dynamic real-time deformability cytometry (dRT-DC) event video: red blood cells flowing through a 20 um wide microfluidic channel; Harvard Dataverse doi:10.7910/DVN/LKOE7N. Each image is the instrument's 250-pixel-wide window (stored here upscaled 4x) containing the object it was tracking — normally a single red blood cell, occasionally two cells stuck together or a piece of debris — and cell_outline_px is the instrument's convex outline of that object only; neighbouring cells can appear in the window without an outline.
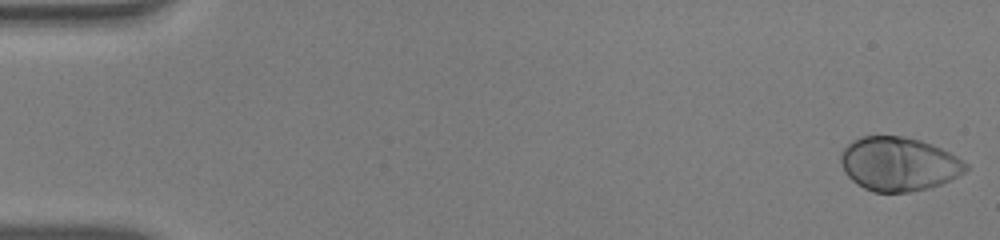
{"species": "human", "species_latin": "Homo sapiens", "temperature_condition": "warm", "stored_images_in_passage": 50, "camera_frame_rate_fps": 3000, "um_per_image_px": 0.085, "donor": {"sex": "male"}, "frame": {"image": 1, "passage_image": 1, "time_ms": 0.0, "image_size_px": [1000, 240], "cell_outline_px": [[968, 168], [964, 172], [940, 184], [928, 188], [908, 192], [872, 192], [856, 184], [844, 172], [840, 160], [840, 152], [852, 140], [860, 136], [904, 136], [920, 140], [932, 144], [956, 156], [968, 164]], "centroid_in_image_um": [76.35, 13.93], "position_along_channel_um": 8.7, "area_um2": 39.25}}
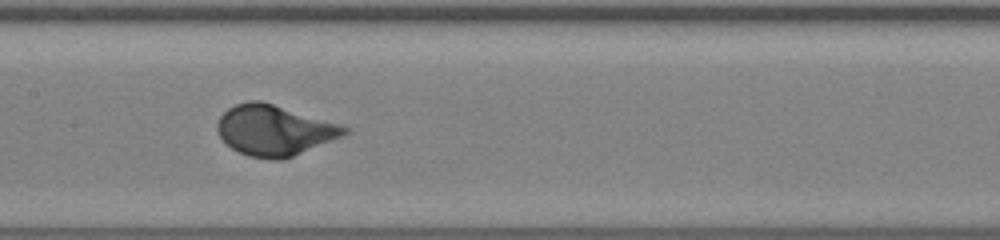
{"frame": {"image": 2, "passage_image": 27, "time_ms": 8.667, "image_size_px": [1000, 240], "cell_outline_px": [[348, 132], [344, 136], [284, 160], [272, 160], [248, 156], [232, 148], [220, 136], [216, 128], [216, 124], [220, 116], [228, 108], [236, 104], [248, 100], [260, 100], [340, 124], [348, 128]], "centroid_in_image_um": [23.32, 11.08], "position_along_channel_um": 184.1, "area_um2": 37.4}}
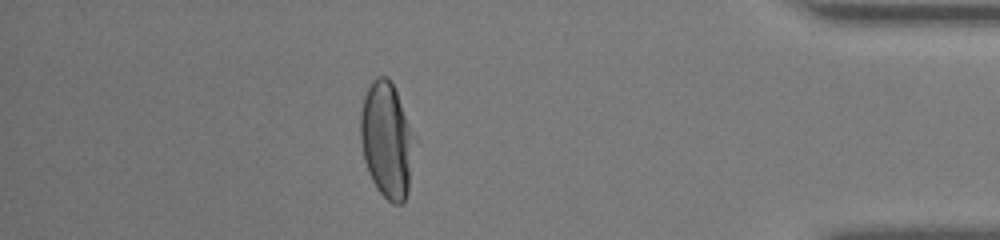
{"frame": {"image": 3, "passage_image": 47, "time_ms": 15.333, "image_size_px": [1000, 240], "cell_outline_px": [[416, 136], [408, 192], [404, 200], [400, 204], [392, 204], [376, 188], [368, 172], [364, 160], [360, 140], [360, 112], [364, 96], [372, 80], [376, 76], [388, 76], [396, 92]], "centroid_in_image_um": [32.88, 11.9], "position_along_channel_um": 402.3, "area_um2": 36.7}, "authors_computed_cell_mechanics": {"area_um2": 37.3966, "velocity_mm_per_s": 3.8564, "shape_relaxation_time_tau1_ms": 2.2191, "shape_relaxation_time_tau2_ms": null, "deformation_change_tau1": 0.1973, "deformation_change_tau2": null}}